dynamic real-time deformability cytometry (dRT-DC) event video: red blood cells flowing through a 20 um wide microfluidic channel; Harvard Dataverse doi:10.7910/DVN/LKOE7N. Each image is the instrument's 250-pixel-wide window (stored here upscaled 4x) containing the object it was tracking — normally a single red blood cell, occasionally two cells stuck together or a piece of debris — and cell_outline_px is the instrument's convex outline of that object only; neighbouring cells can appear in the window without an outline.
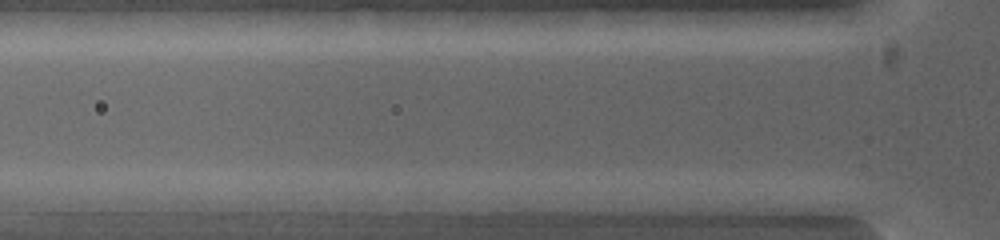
{"species": "common noctule bat (a hibernating species)", "species_latin": "Nyctalus noctula", "temperature_condition": "warm", "stored_images_in_passage": 3, "camera_frame_rate_fps": 5000, "um_per_image_px": 0.085, "animal": {"sex": "female", "body_mass_g": 19.0, "forearm_length_mm": 53.3}, "frame": {"image": 1, "passage_image": 3, "time_ms": 0.4, "image_size_px": [1000, 240], "cell_outline_px": [[784, 216], [772, 216], [652, 208], [624, 200], [652, 192], [784, 200]], "centroid_in_image_um": [60.46, 17.32], "position_along_channel_um": 65.3, "area_um2": 17.22}}